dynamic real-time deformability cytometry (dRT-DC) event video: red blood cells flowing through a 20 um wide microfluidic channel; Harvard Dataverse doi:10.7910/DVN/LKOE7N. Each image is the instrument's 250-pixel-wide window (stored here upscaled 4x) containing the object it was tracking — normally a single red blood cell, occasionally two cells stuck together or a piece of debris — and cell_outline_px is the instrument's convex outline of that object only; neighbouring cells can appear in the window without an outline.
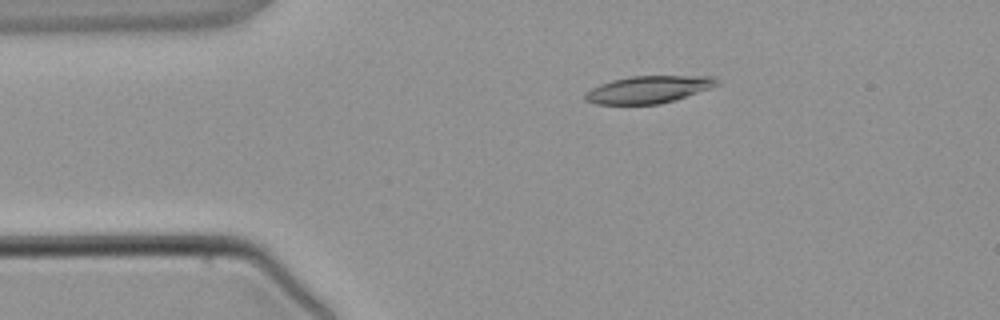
{"species": "common noctule bat (a hibernating species)", "species_latin": "Nyctalus noctula", "temperature_condition": "warm", "stored_images_in_passage": 3, "camera_frame_rate_fps": 3000, "um_per_image_px": 0.085, "animal": {"sex": "male", "body_mass_g": 21.5, "forearm_length_mm": 52.0}, "frame": {"image": 1, "passage_image": 3, "time_ms": 2.333, "image_size_px": [1000, 320], "cell_outline_px": [[720, 84], [712, 88], [660, 104], [596, 104], [584, 100], [584, 96], [592, 88], [600, 84], [612, 80], [632, 76], [716, 76], [720, 80]], "centroid_in_image_um": [55.17, 7.6], "position_along_channel_um": 29.8, "area_um2": 20.92}}